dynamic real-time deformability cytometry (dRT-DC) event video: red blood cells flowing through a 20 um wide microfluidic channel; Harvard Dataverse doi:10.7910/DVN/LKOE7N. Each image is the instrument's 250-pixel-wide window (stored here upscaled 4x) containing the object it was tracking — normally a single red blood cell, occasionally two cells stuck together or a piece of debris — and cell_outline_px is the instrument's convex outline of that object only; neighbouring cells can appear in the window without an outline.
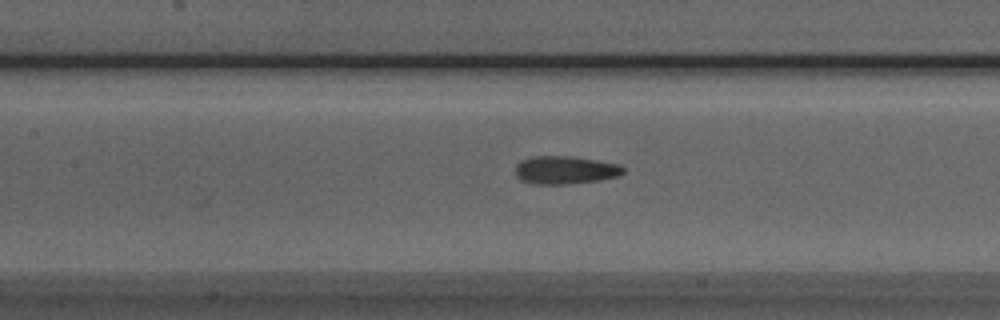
{"species": "Egyptian fruit bat (a non-hibernating species)", "species_latin": "Rousettus aegyptiacus", "temperature_condition": "room temperature", "stored_images_in_passage": 35, "camera_frame_rate_fps": 3000, "um_per_image_px": 0.085, "animal": {"sex": "male"}, "frame": {"image": 1, "passage_image": 7, "time_ms": 2.0, "image_size_px": [1000, 320], "cell_outline_px": [[624, 172], [616, 176], [600, 180], [564, 184], [536, 184], [520, 180], [516, 176], [516, 164], [520, 160], [532, 156], [572, 156], [596, 160], [616, 164], [624, 168]], "centroid_in_image_um": [47.98, 14.44], "position_along_channel_um": 159.4, "area_um2": 17.51}}
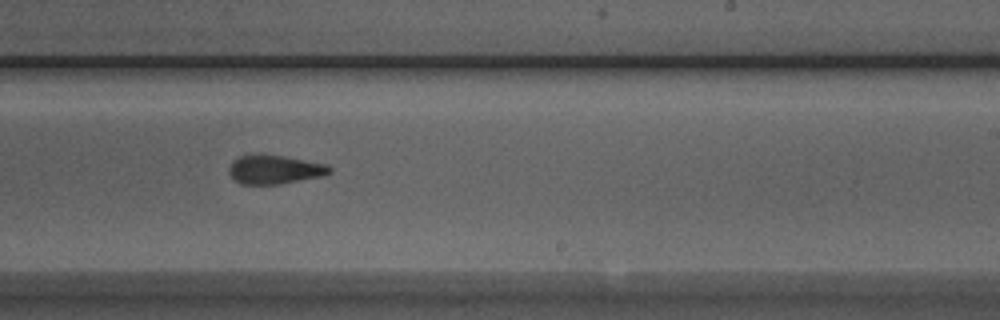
{"frame": {"image": 2, "passage_image": 15, "time_ms": 4.667, "image_size_px": [1000, 320], "cell_outline_px": [[332, 172], [324, 176], [280, 184], [240, 184], [232, 180], [228, 172], [228, 168], [232, 160], [240, 156], [284, 156], [328, 164], [332, 168]], "centroid_in_image_um": [23.36, 14.44], "position_along_channel_um": 265.6, "area_um2": 16.94}}
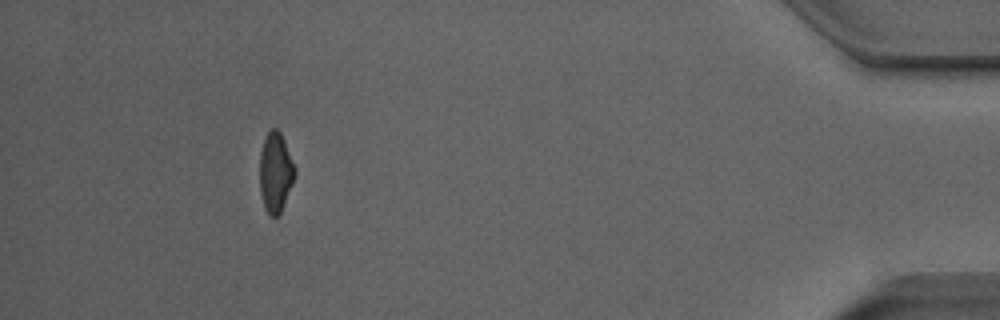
{"frame": {"image": 3, "passage_image": 31, "time_ms": 10.0, "image_size_px": [1000, 320], "cell_outline_px": [[296, 172], [292, 184], [284, 204], [280, 212], [276, 216], [268, 216], [264, 208], [260, 192], [260, 152], [264, 140], [268, 132], [272, 128], [276, 128], [280, 132], [284, 140], [296, 168]], "centroid_in_image_um": [23.41, 14.66], "position_along_channel_um": 411.8, "area_um2": 16.3}}